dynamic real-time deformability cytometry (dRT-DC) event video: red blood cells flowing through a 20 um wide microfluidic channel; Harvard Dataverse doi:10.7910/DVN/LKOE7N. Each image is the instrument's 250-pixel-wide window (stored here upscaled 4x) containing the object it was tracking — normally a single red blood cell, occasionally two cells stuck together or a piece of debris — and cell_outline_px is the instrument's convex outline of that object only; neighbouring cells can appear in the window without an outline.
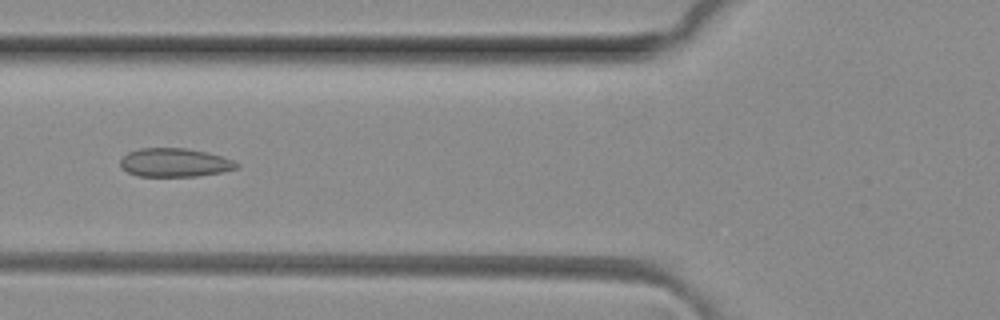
{"species": "common noctule bat (a hibernating species)", "species_latin": "Nyctalus noctula", "temperature_condition": "room temperature", "stored_images_in_passage": 5, "camera_frame_rate_fps": 3000, "um_per_image_px": 0.085, "animal": {"sex": "female", "body_mass_g": 29.2, "forearm_length_mm": 56.3}, "frame": {"image": 1, "passage_image": 5, "time_ms": 1.333, "image_size_px": [1000, 320], "cell_outline_px": [[240, 164], [236, 168], [220, 172], [196, 176], [136, 176], [120, 168], [120, 160], [128, 152], [140, 148], [184, 148], [208, 152], [232, 160]], "centroid_in_image_um": [14.8, 13.82], "position_along_channel_um": 111.0, "area_um2": 19.31}}